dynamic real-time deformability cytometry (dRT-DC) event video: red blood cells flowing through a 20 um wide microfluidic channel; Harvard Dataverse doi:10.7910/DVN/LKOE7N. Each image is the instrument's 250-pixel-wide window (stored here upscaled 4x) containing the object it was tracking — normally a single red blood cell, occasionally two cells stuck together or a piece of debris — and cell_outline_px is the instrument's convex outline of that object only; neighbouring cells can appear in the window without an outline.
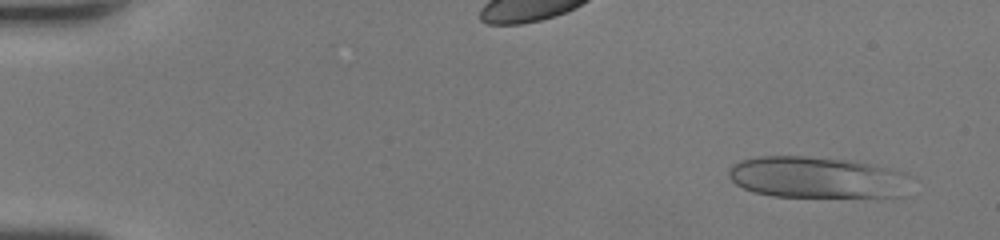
{"species": "human", "species_latin": "Homo sapiens", "temperature_condition": "room temperature", "stored_images_in_passage": 45, "camera_frame_rate_fps": 3000, "um_per_image_px": 0.085, "donor": {"sex": "female"}, "frame": {"image": 1, "passage_image": 1, "time_ms": 0.0, "image_size_px": [1000, 240], "cell_outline_px": [[912, 176], [908, 196], [772, 196], [752, 192], [736, 184], [728, 176], [728, 168], [732, 164], [740, 160], [760, 156], [808, 156], [852, 160], [908, 172]], "centroid_in_image_um": [69.51, 15.07], "position_along_channel_um": 15.5, "area_um2": 44.62}}
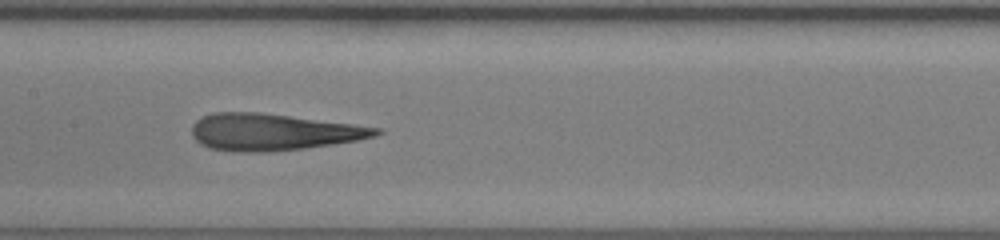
{"frame": {"image": 2, "passage_image": 22, "time_ms": 7.0, "image_size_px": [1000, 240], "cell_outline_px": [[384, 132], [376, 136], [356, 140], [332, 144], [300, 148], [260, 152], [236, 152], [208, 148], [200, 144], [192, 136], [192, 124], [196, 120], [212, 112], [260, 112], [352, 124], [380, 128]], "centroid_in_image_um": [23.16, 11.22], "position_along_channel_um": 184.2, "area_um2": 39.19}}
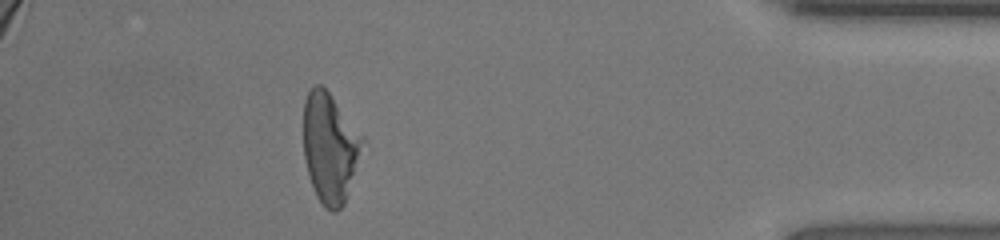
{"frame": {"image": 3, "passage_image": 40, "time_ms": 13.0, "image_size_px": [1000, 240], "cell_outline_px": [[364, 140], [344, 204], [336, 212], [332, 212], [324, 208], [316, 196], [308, 176], [304, 160], [304, 100], [312, 84], [320, 84], [328, 92], [364, 136]], "centroid_in_image_um": [28.01, 12.56], "position_along_channel_um": 407.2, "area_um2": 37.51}, "authors_computed_cell_mechanics": {"area_um2": 39.8242, "velocity_mm_per_s": 4.4443, "shape_relaxation_time_tau1_ms": null, "shape_relaxation_time_tau2_ms": 2.1338, "deformation_change_tau1": null, "deformation_change_tau2": 0.1459}}